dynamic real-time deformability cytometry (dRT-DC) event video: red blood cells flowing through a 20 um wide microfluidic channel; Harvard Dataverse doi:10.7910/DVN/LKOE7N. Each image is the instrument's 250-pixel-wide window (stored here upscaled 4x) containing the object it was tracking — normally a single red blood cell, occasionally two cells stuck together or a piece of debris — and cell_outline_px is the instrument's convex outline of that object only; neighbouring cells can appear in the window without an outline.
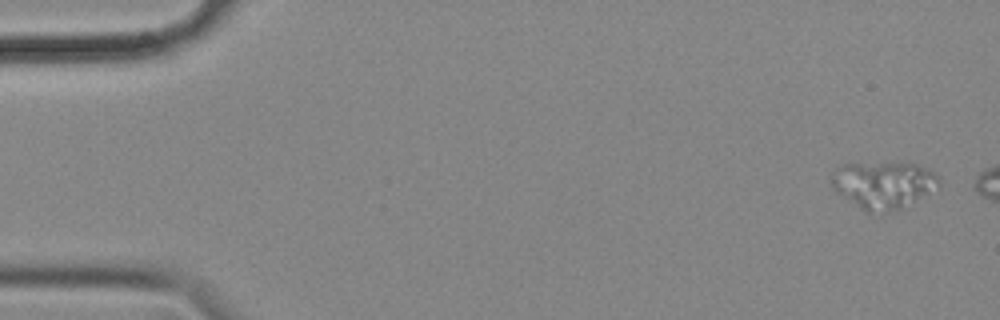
{"species": "common noctule bat (a hibernating species)", "species_latin": "Nyctalus noctula", "temperature_condition": "cold", "stored_images_in_passage": 7, "camera_frame_rate_fps": 3000, "um_per_image_px": 0.085, "animal": {"sex": "female", "body_mass_g": 18.4}, "frame": {"image": 1, "passage_image": 1, "time_ms": 0.0, "image_size_px": [1000, 320], "cell_outline_px": [[940, 180], [924, 192], [900, 208], [884, 212], [868, 212], [860, 208], [836, 192], [832, 188], [832, 172], [836, 168], [844, 164], [916, 164], [940, 176]], "centroid_in_image_um": [74.96, 15.7], "position_along_channel_um": 10.0, "area_um2": 27.98}}